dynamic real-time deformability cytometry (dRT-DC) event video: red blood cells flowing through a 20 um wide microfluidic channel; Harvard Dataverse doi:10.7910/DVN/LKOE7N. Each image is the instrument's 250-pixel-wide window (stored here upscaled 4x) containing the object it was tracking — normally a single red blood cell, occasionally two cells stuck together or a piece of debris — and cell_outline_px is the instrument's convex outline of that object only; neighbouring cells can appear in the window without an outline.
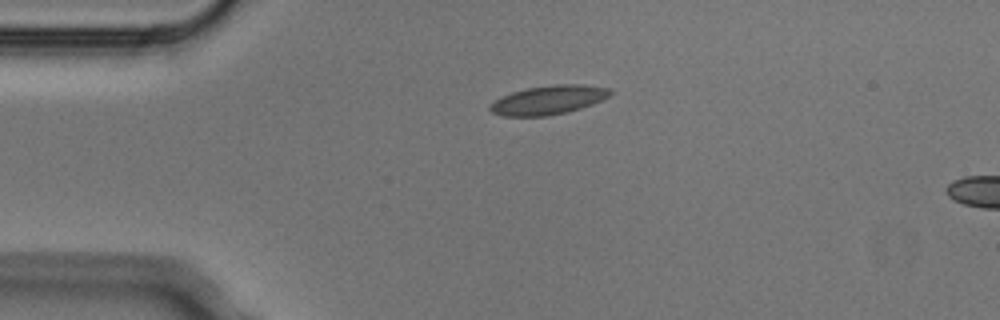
{"species": "Egyptian fruit bat (a non-hibernating species)", "species_latin": "Rousettus aegyptiacus", "temperature_condition": "cold", "stored_images_in_passage": 2, "camera_frame_rate_fps": 3000, "um_per_image_px": 0.085, "animal": {"sex": "male"}, "frame": {"image": 1, "passage_image": 1, "time_ms": 0.0, "image_size_px": [1000, 320], "cell_outline_px": [[612, 92], [608, 96], [592, 104], [568, 112], [548, 116], [504, 116], [492, 112], [488, 108], [500, 96], [512, 92], [528, 88], [556, 84], [584, 84], [608, 88]], "centroid_in_image_um": [46.61, 8.5], "position_along_channel_um": 38.4, "area_um2": 20.11}}